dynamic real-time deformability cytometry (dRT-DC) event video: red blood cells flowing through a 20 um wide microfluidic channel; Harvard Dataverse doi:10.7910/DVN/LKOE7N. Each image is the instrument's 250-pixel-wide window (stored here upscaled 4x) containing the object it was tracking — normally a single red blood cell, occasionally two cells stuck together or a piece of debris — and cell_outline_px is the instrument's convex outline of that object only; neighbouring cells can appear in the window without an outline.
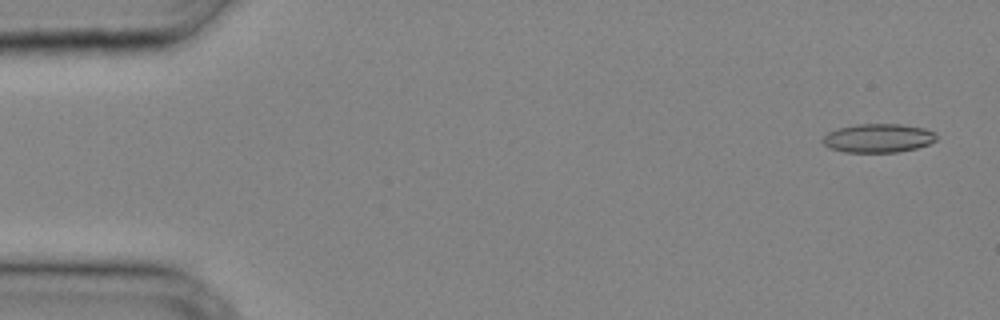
{"species": "common noctule bat (a hibernating species)", "species_latin": "Nyctalus noctula", "temperature_condition": "cold", "stored_images_in_passage": 7, "camera_frame_rate_fps": 3000, "um_per_image_px": 0.085, "animal": {"sex": "male", "body_mass_g": 20.4}, "frame": {"image": 1, "passage_image": 2, "time_ms": 0.333, "image_size_px": [1000, 320], "cell_outline_px": [[936, 140], [928, 144], [916, 148], [896, 152], [844, 152], [828, 148], [820, 140], [828, 132], [840, 128], [856, 124], [900, 124], [924, 128], [936, 132]], "centroid_in_image_um": [74.63, 11.74], "position_along_channel_um": 10.4, "area_um2": 19.07}}